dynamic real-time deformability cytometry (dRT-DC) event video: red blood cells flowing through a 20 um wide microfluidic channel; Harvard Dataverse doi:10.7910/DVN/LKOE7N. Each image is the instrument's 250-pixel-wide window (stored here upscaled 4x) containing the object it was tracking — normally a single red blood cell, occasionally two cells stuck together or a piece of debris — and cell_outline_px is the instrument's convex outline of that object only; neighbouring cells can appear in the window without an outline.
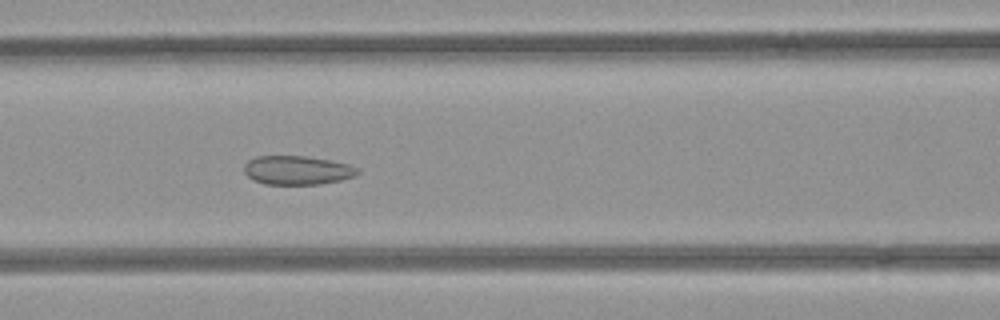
{"species": "common noctule bat (a hibernating species)", "species_latin": "Nyctalus noctula", "temperature_condition": "room temperature", "stored_images_in_passage": 46, "camera_frame_rate_fps": 3000, "um_per_image_px": 0.085, "animal": {"sex": "female", "body_mass_g": 21.9}, "frame": {"image": 1, "passage_image": 15, "time_ms": 4.667, "image_size_px": [1000, 320], "cell_outline_px": [[360, 172], [356, 176], [340, 180], [320, 184], [264, 184], [248, 176], [244, 172], [244, 164], [248, 160], [256, 156], [304, 156], [332, 160], [348, 164], [360, 168]], "centroid_in_image_um": [25.3, 14.46], "position_along_channel_um": 141.3, "area_um2": 19.19}}
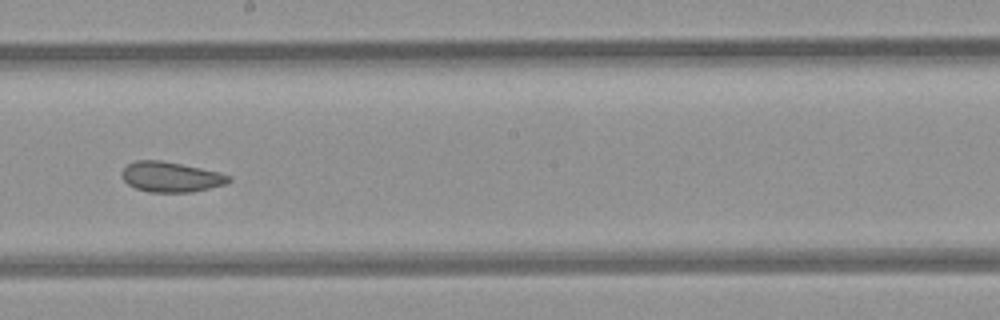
{"frame": {"image": 2, "passage_image": 22, "time_ms": 7.0, "image_size_px": [1000, 320], "cell_outline_px": [[232, 180], [224, 184], [192, 192], [148, 192], [136, 188], [128, 184], [120, 176], [120, 172], [128, 164], [136, 160], [160, 160], [220, 172], [232, 176]], "centroid_in_image_um": [14.5, 15.04], "position_along_channel_um": 233.7, "area_um2": 18.79}}
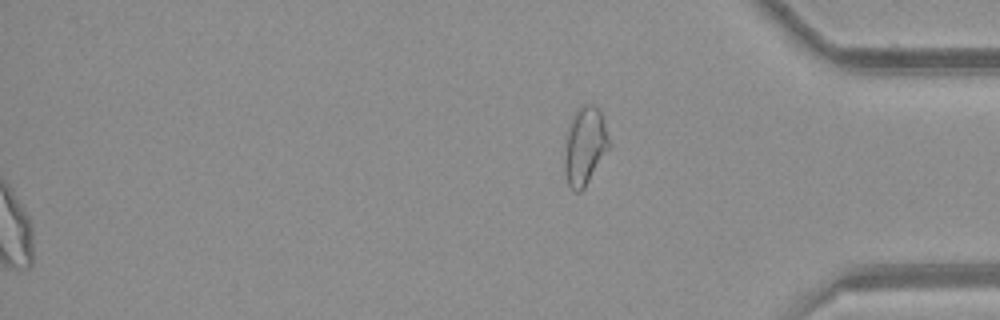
{"frame": {"image": 3, "passage_image": 46, "time_ms": 15.0, "image_size_px": [1000, 320], "cell_outline_px": [[612, 144], [584, 188], [580, 192], [576, 192], [568, 184], [564, 172], [564, 156], [568, 124], [572, 116], [584, 104], [596, 104], [604, 120]], "centroid_in_image_um": [49.72, 12.39], "position_along_channel_um": 385.5, "area_um2": 20.46}, "authors_computed_cell_mechanics": {"area_um2": 20.808, "velocity_mm_per_s": 3.9582, "shape_relaxation_time_tau1_ms": null, "shape_relaxation_time_tau2_ms": 1.667, "deformation_change_tau1": null, "deformation_change_tau2": 0.0708}}